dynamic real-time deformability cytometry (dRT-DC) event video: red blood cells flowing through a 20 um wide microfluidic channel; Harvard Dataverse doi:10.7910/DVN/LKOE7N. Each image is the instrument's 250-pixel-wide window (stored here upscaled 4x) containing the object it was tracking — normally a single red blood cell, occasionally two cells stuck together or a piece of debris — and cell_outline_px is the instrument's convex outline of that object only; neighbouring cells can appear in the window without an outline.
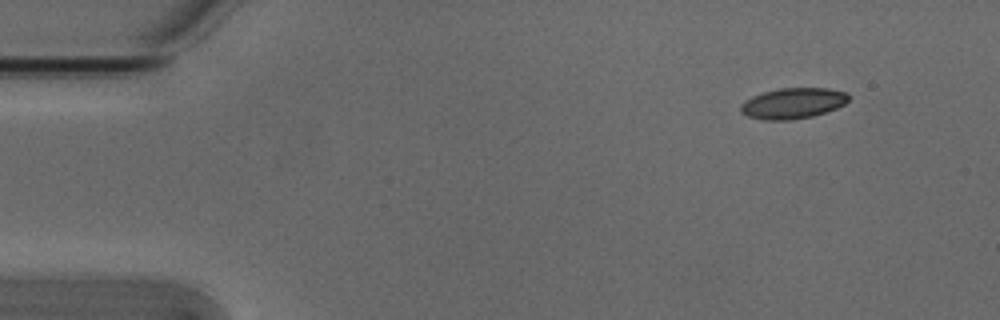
{"species": "Egyptian fruit bat (a non-hibernating species)", "species_latin": "Rousettus aegyptiacus", "temperature_condition": "cold", "stored_images_in_passage": 4, "segment_of_instrument_passage": [2, 2], "camera_frame_rate_fps": 3000, "um_per_image_px": 0.085, "animal": {"sex": "male"}, "frame": {"image": 1, "passage_image": 4, "time_ms": 1.0, "image_size_px": [1000, 320], "cell_outline_px": [[848, 100], [844, 104], [836, 108], [812, 116], [792, 120], [764, 120], [748, 116], [740, 112], [740, 104], [744, 100], [752, 96], [764, 92], [780, 88], [828, 88], [848, 92]], "centroid_in_image_um": [67.37, 8.77], "position_along_channel_um": 17.6, "area_um2": 19.36}}